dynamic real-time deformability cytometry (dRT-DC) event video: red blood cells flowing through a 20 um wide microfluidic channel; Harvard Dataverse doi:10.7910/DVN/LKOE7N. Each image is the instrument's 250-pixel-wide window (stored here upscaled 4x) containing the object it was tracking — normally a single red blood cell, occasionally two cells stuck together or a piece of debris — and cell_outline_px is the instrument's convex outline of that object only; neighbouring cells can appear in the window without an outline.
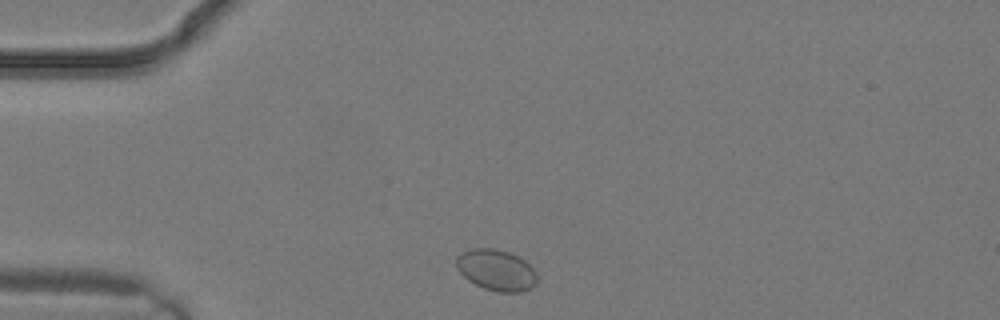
{"species": "common noctule bat (a hibernating species)", "species_latin": "Nyctalus noctula", "temperature_condition": "warm", "stored_images_in_passage": 11, "camera_frame_rate_fps": 3000, "um_per_image_px": 0.085, "animal": {"sex": "male", "body_mass_g": 19.2, "forearm_length_mm": 51.8}, "frame": {"image": 1, "passage_image": 1, "time_ms": 0.0, "image_size_px": [1000, 320], "cell_outline_px": [[536, 284], [532, 288], [520, 292], [500, 292], [484, 288], [468, 280], [456, 268], [456, 256], [472, 248], [496, 248], [508, 252], [524, 260], [536, 272]], "centroid_in_image_um": [42.18, 22.95], "position_along_channel_um": 42.8, "area_um2": 19.25}}
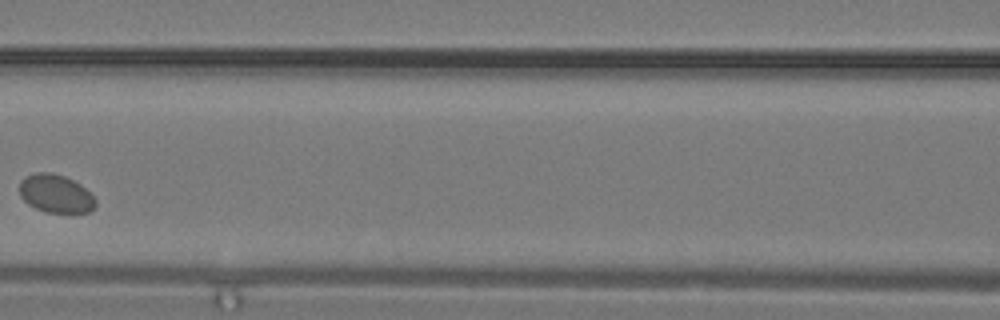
{"frame": {"image": 2, "passage_image": 7, "time_ms": 2.0, "image_size_px": [1000, 320], "cell_outline_px": [[96, 208], [88, 212], [72, 216], [48, 212], [36, 208], [28, 204], [20, 196], [20, 180], [24, 176], [36, 172], [52, 172], [64, 176], [80, 184], [96, 200]], "centroid_in_image_um": [4.75, 16.5], "position_along_channel_um": 161.8, "area_um2": 17.46}}
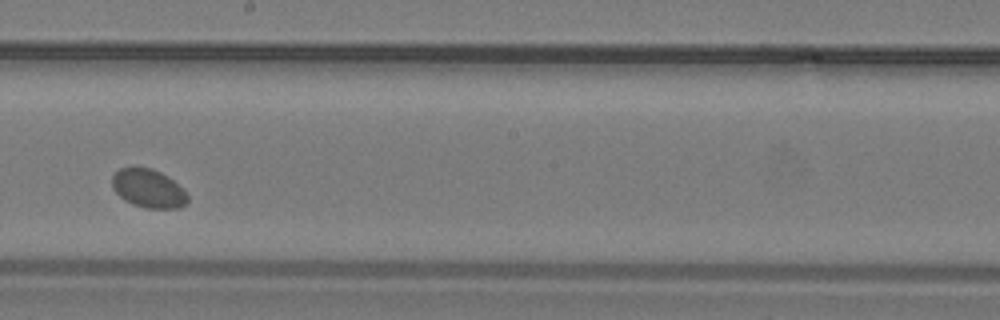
{"frame": {"image": 3, "passage_image": 10, "time_ms": 3.0, "image_size_px": [1000, 320], "cell_outline_px": [[188, 200], [180, 208], [144, 208], [132, 204], [124, 200], [112, 188], [112, 176], [120, 168], [132, 164], [136, 164], [152, 168], [168, 176], [188, 196]], "centroid_in_image_um": [12.55, 15.97], "position_along_channel_um": 235.7, "area_um2": 17.22}}